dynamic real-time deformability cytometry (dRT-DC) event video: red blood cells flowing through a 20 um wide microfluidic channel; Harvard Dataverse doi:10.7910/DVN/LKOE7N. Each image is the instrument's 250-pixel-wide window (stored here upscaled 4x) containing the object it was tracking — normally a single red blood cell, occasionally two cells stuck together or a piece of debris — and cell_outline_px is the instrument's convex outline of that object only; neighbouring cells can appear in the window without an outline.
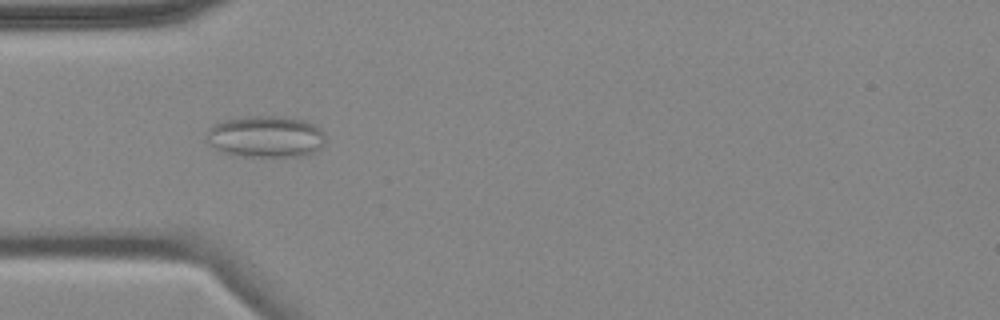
{"species": "common noctule bat (a hibernating species)", "species_latin": "Nyctalus noctula", "temperature_condition": "cold", "stored_images_in_passage": 5, "camera_frame_rate_fps": 3000, "um_per_image_px": 0.085, "animal": {"sex": "female", "body_mass_g": 18.4}, "frame": {"image": 1, "passage_image": 4, "time_ms": 3.667, "image_size_px": [1000, 320], "cell_outline_px": [[324, 144], [320, 148], [304, 156], [240, 156], [224, 152], [208, 144], [204, 140], [204, 136], [208, 128], [212, 124], [224, 120], [248, 116], [284, 116], [304, 120], [320, 128], [324, 132]], "centroid_in_image_um": [22.55, 11.6], "position_along_channel_um": 62.5, "area_um2": 29.13}}
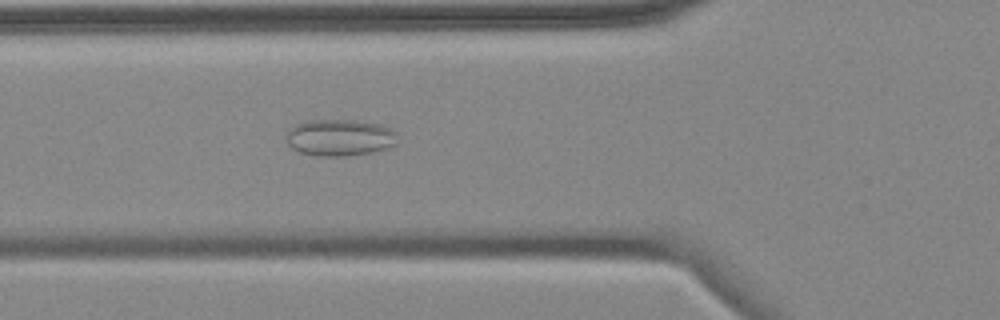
{"frame": {"image": 2, "passage_image": 5, "time_ms": 4.667, "image_size_px": [1000, 320], "cell_outline_px": [[396, 144], [388, 148], [372, 152], [348, 156], [312, 156], [300, 152], [292, 148], [288, 144], [284, 136], [288, 128], [296, 124], [308, 120], [356, 120], [380, 124], [396, 132]], "centroid_in_image_um": [28.83, 11.7], "position_along_channel_um": 97.0, "area_um2": 24.1}}